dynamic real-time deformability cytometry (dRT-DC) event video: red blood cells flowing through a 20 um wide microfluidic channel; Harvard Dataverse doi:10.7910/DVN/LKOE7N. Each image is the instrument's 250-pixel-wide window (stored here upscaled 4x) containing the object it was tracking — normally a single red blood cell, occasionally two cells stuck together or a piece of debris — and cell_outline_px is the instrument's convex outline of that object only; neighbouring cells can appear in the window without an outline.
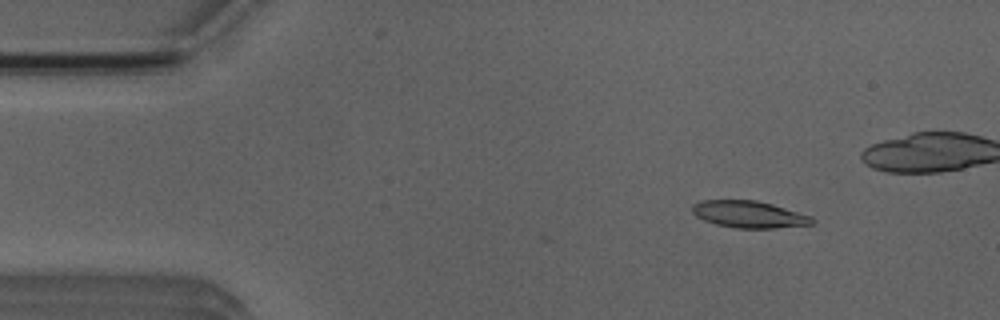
{"species": "Egyptian fruit bat (a non-hibernating species)", "species_latin": "Rousettus aegyptiacus", "temperature_condition": "room temperature", "stored_images_in_passage": 4, "camera_frame_rate_fps": 3000, "um_per_image_px": 0.085, "animal": {"sex": "male"}, "frame": {"image": 1, "passage_image": 1, "time_ms": 0.0, "image_size_px": [1000, 320], "cell_outline_px": [[816, 220], [812, 224], [776, 228], [736, 228], [716, 224], [704, 220], [696, 216], [692, 212], [692, 204], [704, 200], [756, 200], [772, 204], [812, 216]], "centroid_in_image_um": [63.67, 18.22], "position_along_channel_um": 21.3, "area_um2": 18.79}}